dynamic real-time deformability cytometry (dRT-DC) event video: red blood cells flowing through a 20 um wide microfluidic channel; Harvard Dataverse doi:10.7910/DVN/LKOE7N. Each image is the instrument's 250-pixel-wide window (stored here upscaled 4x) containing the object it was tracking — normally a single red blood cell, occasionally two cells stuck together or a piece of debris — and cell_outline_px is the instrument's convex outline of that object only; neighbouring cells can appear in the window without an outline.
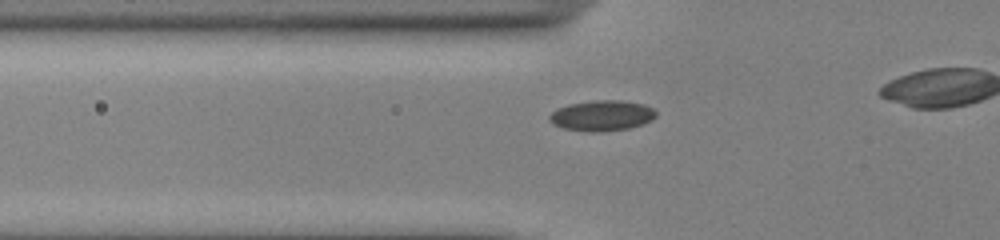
{"species": "common noctule bat (a hibernating species)", "species_latin": "Nyctalus noctula", "temperature_condition": "cold", "stored_images_in_passage": 43, "camera_frame_rate_fps": 3000, "um_per_image_px": 0.085, "animal": {"sex": "male", "body_mass_g": 13.0, "forearm_length_mm": 53.1}, "frame": {"image": 1, "passage_image": 16, "time_ms": 5.0, "image_size_px": [1000, 240], "cell_outline_px": [[656, 116], [652, 120], [644, 124], [628, 128], [600, 132], [592, 132], [564, 128], [552, 124], [548, 120], [548, 116], [556, 108], [568, 104], [596, 100], [620, 100], [644, 104], [652, 108], [656, 112]], "centroid_in_image_um": [51.14, 9.82], "position_along_channel_um": 74.7, "area_um2": 19.07}}
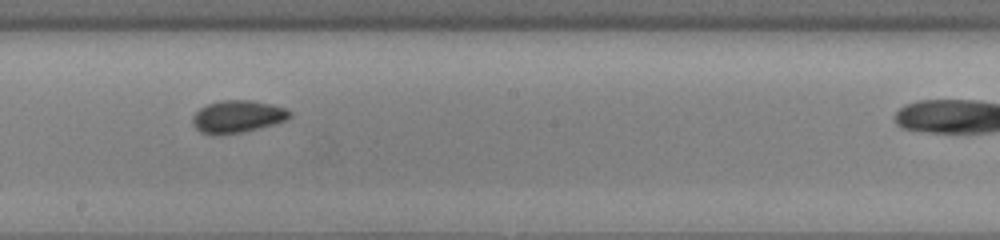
{"frame": {"image": 2, "passage_image": 28, "time_ms": 9.0, "image_size_px": [1000, 240], "cell_outline_px": [[292, 116], [288, 120], [276, 124], [244, 132], [216, 136], [212, 136], [200, 132], [192, 124], [192, 116], [200, 108], [208, 104], [220, 100], [252, 100], [272, 104], [284, 108], [292, 112]], "centroid_in_image_um": [20.2, 9.93], "position_along_channel_um": 228.0, "area_um2": 18.79}}
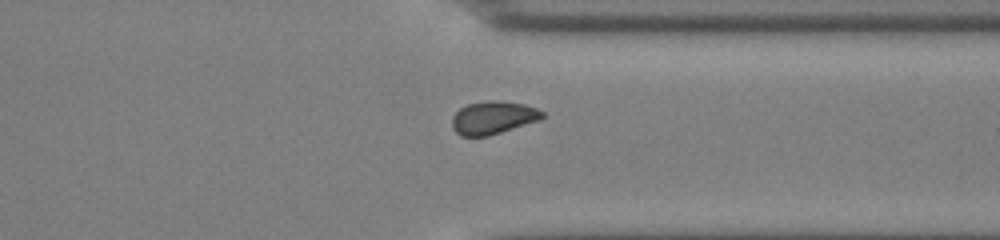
{"frame": {"image": 3, "passage_image": 39, "time_ms": 12.667, "image_size_px": [1000, 240], "cell_outline_px": [[544, 116], [540, 120], [488, 136], [460, 136], [452, 128], [452, 116], [460, 108], [468, 104], [488, 100], [492, 100], [524, 104], [536, 108], [544, 112]], "centroid_in_image_um": [41.9, 10.0], "position_along_channel_um": 369.5, "area_um2": 17.28}}